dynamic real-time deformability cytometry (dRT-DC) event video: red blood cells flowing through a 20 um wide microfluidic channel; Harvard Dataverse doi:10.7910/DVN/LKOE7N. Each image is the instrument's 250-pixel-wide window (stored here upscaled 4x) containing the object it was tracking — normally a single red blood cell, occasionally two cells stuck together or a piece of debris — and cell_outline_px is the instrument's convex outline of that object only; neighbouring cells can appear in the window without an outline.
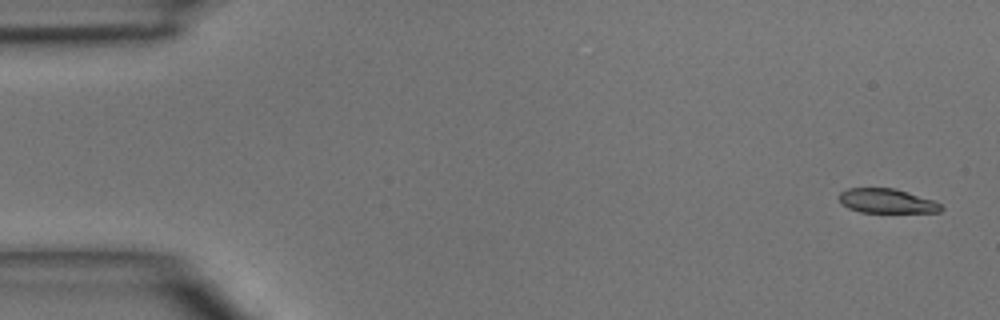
{"species": "common noctule bat (a hibernating species)", "species_latin": "Nyctalus noctula", "temperature_condition": "room temperature", "stored_images_in_passage": 5, "camera_frame_rate_fps": 3000, "um_per_image_px": 0.085, "animal": {"sex": "male", "body_mass_g": 15.6}, "frame": {"image": 1, "passage_image": 1, "time_ms": 0.0, "image_size_px": [1000, 320], "cell_outline_px": [[944, 208], [940, 212], [860, 212], [848, 208], [840, 204], [840, 192], [848, 188], [896, 188], [936, 200]], "centroid_in_image_um": [75.41, 17.08], "position_along_channel_um": 9.6, "area_um2": 14.68}}
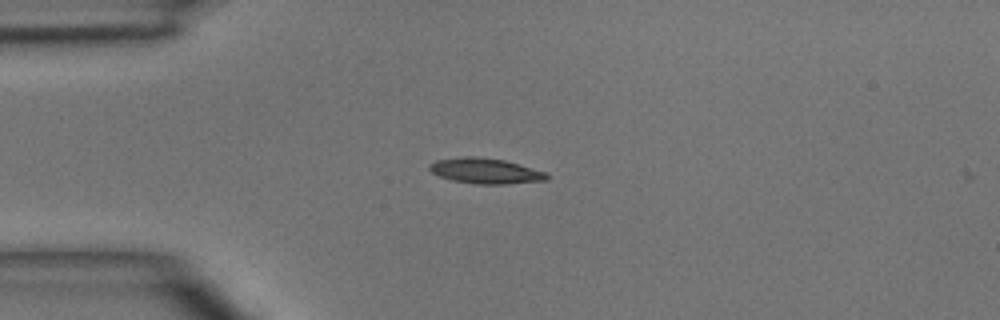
{"frame": {"image": 2, "passage_image": 4, "time_ms": 3.333, "image_size_px": [1000, 320], "cell_outline_px": [[548, 180], [504, 184], [480, 184], [452, 180], [440, 176], [432, 172], [428, 168], [428, 164], [436, 160], [464, 156], [476, 156], [504, 160], [544, 172], [548, 176]], "centroid_in_image_um": [41.21, 14.52], "position_along_channel_um": 43.8, "area_um2": 17.17}}